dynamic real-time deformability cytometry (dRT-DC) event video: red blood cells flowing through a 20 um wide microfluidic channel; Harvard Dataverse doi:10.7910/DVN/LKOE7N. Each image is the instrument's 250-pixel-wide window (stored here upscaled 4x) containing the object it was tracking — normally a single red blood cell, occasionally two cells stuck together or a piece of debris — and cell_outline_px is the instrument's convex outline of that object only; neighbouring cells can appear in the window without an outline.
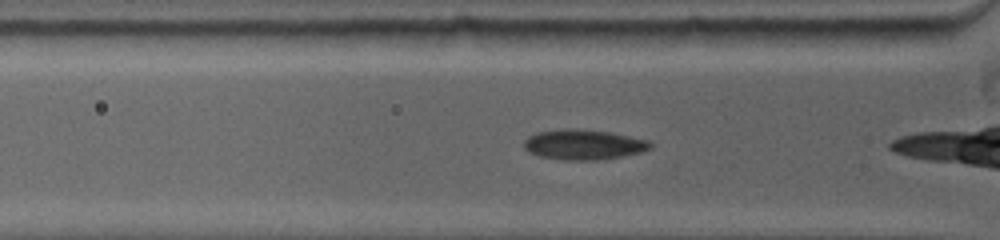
{"species": "common noctule bat (a hibernating species)", "species_latin": "Nyctalus noctula", "temperature_condition": "warm", "stored_images_in_passage": 17, "camera_frame_rate_fps": 5000, "um_per_image_px": 0.085, "animal": {"sex": "female", "body_mass_g": 19.0, "forearm_length_mm": 53.3}, "frame": {"image": 1, "passage_image": 3, "time_ms": 0.2, "image_size_px": [1000, 240], "cell_outline_px": [[652, 148], [644, 152], [596, 160], [564, 160], [540, 156], [528, 152], [524, 148], [524, 140], [528, 136], [536, 132], [560, 128], [576, 128], [608, 132], [648, 140], [652, 144]], "centroid_in_image_um": [49.57, 12.28], "position_along_channel_um": 76.2, "area_um2": 22.31}}
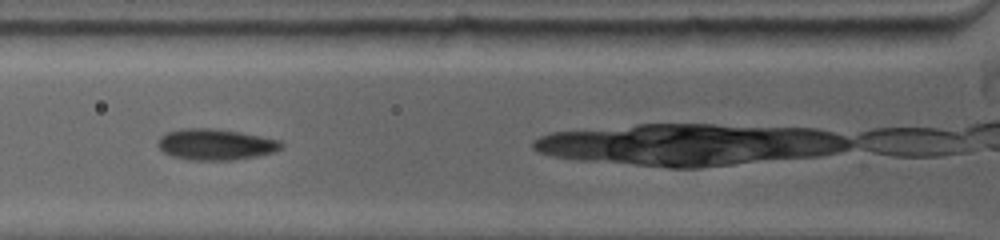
{"frame": {"image": 2, "passage_image": 9, "time_ms": 1.0, "image_size_px": [1000, 240], "cell_outline_px": [[284, 148], [276, 152], [236, 160], [188, 160], [172, 156], [164, 152], [156, 144], [160, 136], [164, 132], [180, 128], [216, 128], [240, 132], [280, 140], [284, 144]], "centroid_in_image_um": [18.33, 12.27], "position_along_channel_um": 107.5, "area_um2": 22.77}}